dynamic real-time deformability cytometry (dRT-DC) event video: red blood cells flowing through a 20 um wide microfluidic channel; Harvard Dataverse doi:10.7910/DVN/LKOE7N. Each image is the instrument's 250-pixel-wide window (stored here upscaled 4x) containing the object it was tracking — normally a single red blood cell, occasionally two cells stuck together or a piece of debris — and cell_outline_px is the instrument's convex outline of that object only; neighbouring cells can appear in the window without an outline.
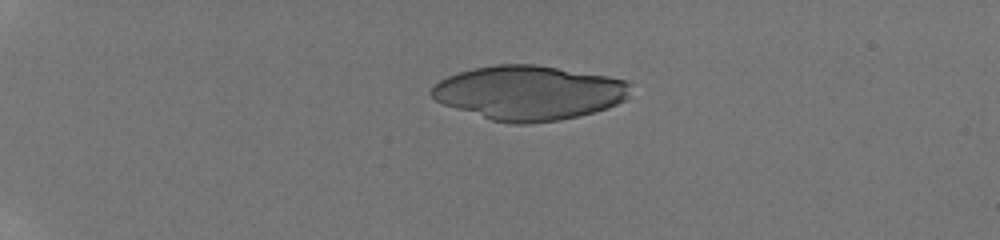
{"species": "human", "species_latin": "Homo sapiens", "temperature_condition": "room temperature", "stored_images_in_passage": 13, "camera_frame_rate_fps": 3000, "um_per_image_px": 0.085, "donor": {"sex": "male"}, "frame": {"image": 1, "passage_image": 8, "time_ms": 4.333, "image_size_px": [1000, 240], "cell_outline_px": [[628, 96], [624, 100], [608, 108], [596, 112], [560, 120], [528, 124], [508, 124], [492, 120], [444, 104], [436, 100], [432, 96], [432, 88], [440, 80], [448, 76], [472, 68], [496, 64], [536, 64], [608, 76], [628, 80]], "centroid_in_image_um": [44.98, 7.88], "position_along_channel_um": 40.0, "area_um2": 62.89}}